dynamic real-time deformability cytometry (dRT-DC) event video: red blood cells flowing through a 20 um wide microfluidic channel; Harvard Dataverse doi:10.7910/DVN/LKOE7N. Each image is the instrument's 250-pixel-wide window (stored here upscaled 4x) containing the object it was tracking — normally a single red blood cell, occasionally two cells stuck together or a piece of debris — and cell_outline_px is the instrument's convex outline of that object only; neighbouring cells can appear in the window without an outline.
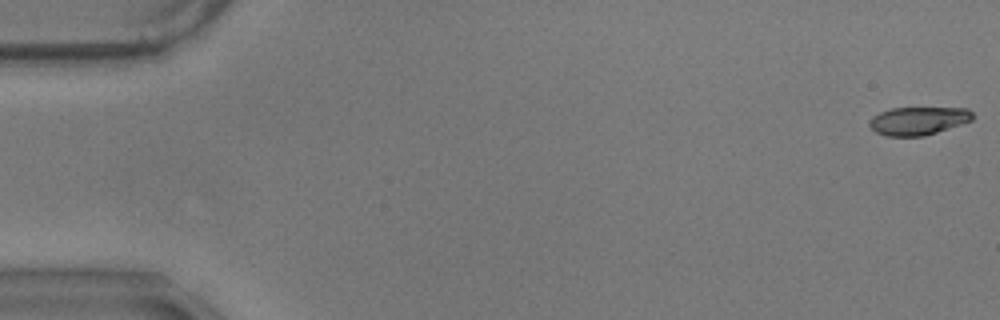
{"species": "common noctule bat (a hibernating species)", "species_latin": "Nyctalus noctula", "temperature_condition": "warm", "stored_images_in_passage": 58, "camera_frame_rate_fps": 3000, "um_per_image_px": 0.085, "animal": {"sex": "male", "body_mass_g": 17.9}, "frame": {"image": 1, "passage_image": 1, "time_ms": 0.0, "image_size_px": [1000, 320], "cell_outline_px": [[972, 120], [924, 136], [888, 136], [876, 132], [868, 124], [868, 120], [872, 116], [880, 112], [892, 108], [968, 108], [972, 112]], "centroid_in_image_um": [78.01, 10.26], "position_along_channel_um": 7.0, "area_um2": 16.76}}
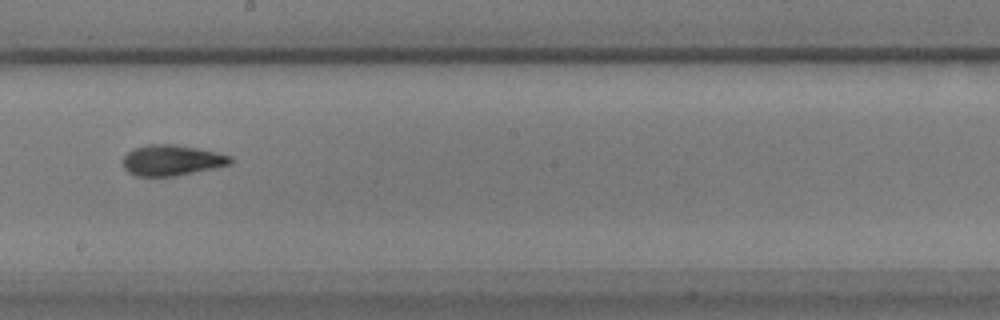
{"frame": {"image": 2, "passage_image": 33, "time_ms": 10.667, "image_size_px": [1000, 320], "cell_outline_px": [[232, 164], [172, 176], [136, 176], [128, 172], [124, 168], [124, 156], [132, 148], [148, 144], [172, 144], [196, 148], [216, 152], [232, 156]], "centroid_in_image_um": [14.58, 13.61], "position_along_channel_um": 233.6, "area_um2": 19.02}}
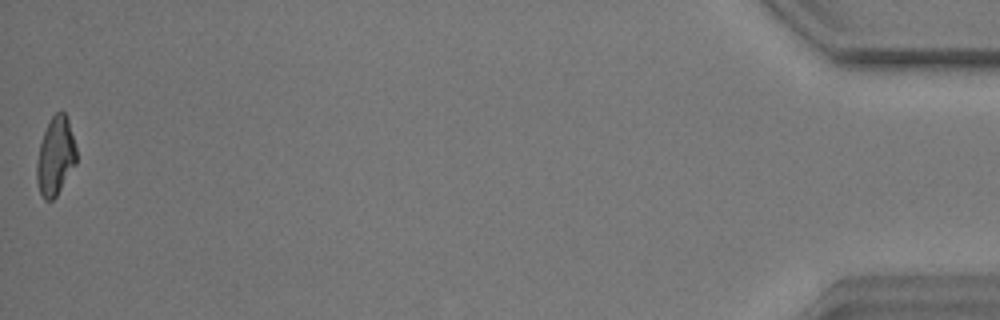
{"frame": {"image": 3, "passage_image": 58, "time_ms": 19.0, "image_size_px": [1000, 320], "cell_outline_px": [[76, 164], [56, 196], [52, 200], [44, 200], [40, 192], [36, 180], [36, 164], [40, 144], [48, 120], [56, 112], [64, 112], [68, 120], [76, 148]], "centroid_in_image_um": [4.7, 13.29], "position_along_channel_um": 430.5, "area_um2": 17.98}, "authors_computed_cell_mechanics": {"area_um2": 18.496, "velocity_mm_per_s": 3.5011, "shape_relaxation_time_tau1_ms": 4.5825, "shape_relaxation_time_tau2_ms": 2.7856, "deformation_change_tau1": 0.1558, "deformation_change_tau2": 0.1019}}